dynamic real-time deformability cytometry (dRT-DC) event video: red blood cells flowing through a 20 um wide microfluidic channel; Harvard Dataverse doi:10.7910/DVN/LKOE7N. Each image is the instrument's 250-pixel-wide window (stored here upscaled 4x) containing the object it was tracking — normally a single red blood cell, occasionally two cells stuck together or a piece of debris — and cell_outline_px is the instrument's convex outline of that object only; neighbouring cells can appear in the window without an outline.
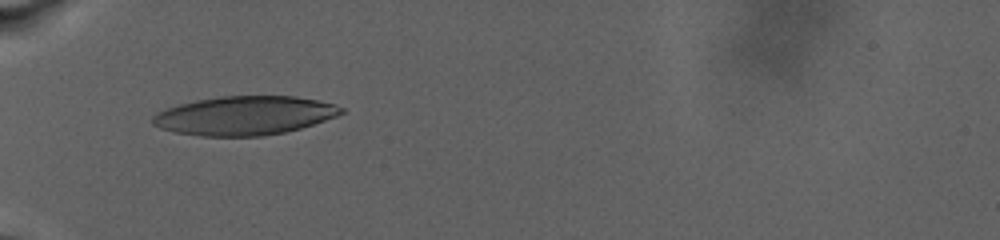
{"species": "human", "species_latin": "Homo sapiens", "temperature_condition": "warm", "stored_images_in_passage": 72, "camera_frame_rate_fps": 3000, "um_per_image_px": 0.085, "donor": {"sex": "male"}, "frame": {"image": 1, "passage_image": 1, "time_ms": 0.0, "image_size_px": [1000, 240], "cell_outline_px": [[344, 112], [336, 116], [300, 128], [284, 132], [264, 136], [200, 136], [176, 132], [160, 128], [152, 124], [152, 116], [168, 108], [180, 104], [196, 100], [220, 96], [296, 96], [316, 100], [332, 104], [344, 108]], "centroid_in_image_um": [20.77, 9.82], "position_along_channel_um": 64.2, "area_um2": 42.37}}
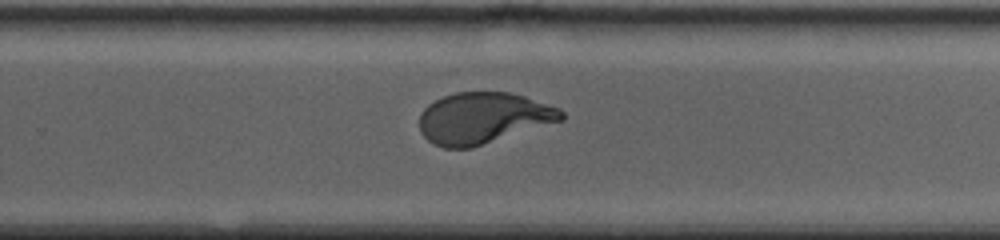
{"frame": {"image": 2, "passage_image": 38, "time_ms": 9.333, "image_size_px": [1000, 240], "cell_outline_px": [[564, 120], [472, 148], [444, 148], [432, 144], [420, 132], [420, 112], [428, 104], [444, 96], [456, 92], [508, 92], [524, 96], [560, 108], [564, 112]], "centroid_in_image_um": [41.07, 10.04], "position_along_channel_um": 288.7, "area_um2": 42.54}}
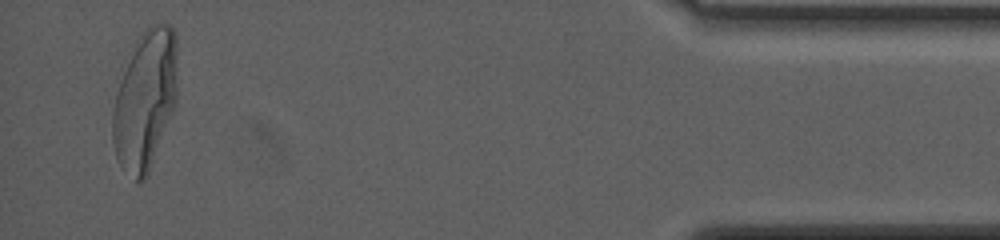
{"frame": {"image": 3, "passage_image": 70, "time_ms": 17.0, "image_size_px": [1000, 240], "cell_outline_px": [[176, 100], [148, 176], [144, 180], [136, 180], [120, 164], [116, 156], [112, 140], [112, 112], [116, 92], [120, 80], [140, 36], [152, 24], [168, 24], [176, 32]], "centroid_in_image_um": [12.34, 8.52], "position_along_channel_um": 422.9, "area_um2": 51.44}, "authors_computed_cell_mechanics": {"area_um2": 43.4656, "velocity_mm_per_s": 2.5355, "shape_relaxation_time_tau1_ms": 7.2266, "shape_relaxation_time_tau2_ms": null, "deformation_change_tau1": 0.2457, "deformation_change_tau2": null}}